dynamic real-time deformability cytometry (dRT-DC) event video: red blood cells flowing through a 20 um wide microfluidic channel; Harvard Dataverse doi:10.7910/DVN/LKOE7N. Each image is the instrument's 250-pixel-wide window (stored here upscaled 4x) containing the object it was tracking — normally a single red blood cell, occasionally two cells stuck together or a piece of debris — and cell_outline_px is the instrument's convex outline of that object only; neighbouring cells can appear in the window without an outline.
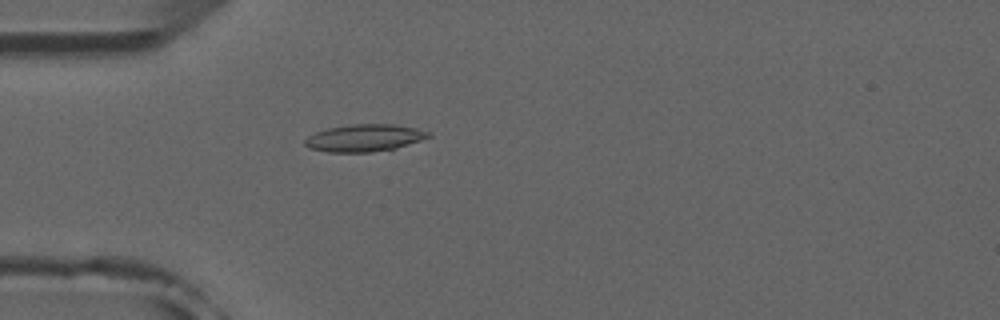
{"species": "common noctule bat (a hibernating species)", "species_latin": "Nyctalus noctula", "temperature_condition": "room temperature", "stored_images_in_passage": 18, "segment_of_instrument_passage": [1, 2], "camera_frame_rate_fps": 3000, "um_per_image_px": 0.085, "animal": {"sex": "male", "forearm_length_mm": 52.5}, "frame": {"image": 1, "passage_image": 13, "time_ms": 4.0, "image_size_px": [1000, 320], "cell_outline_px": [[432, 136], [396, 148], [372, 152], [328, 152], [308, 148], [304, 144], [304, 140], [308, 136], [316, 132], [328, 128], [352, 124], [392, 124], [416, 128], [432, 132]], "centroid_in_image_um": [30.98, 11.72], "position_along_channel_um": 54.0, "area_um2": 19.59}}
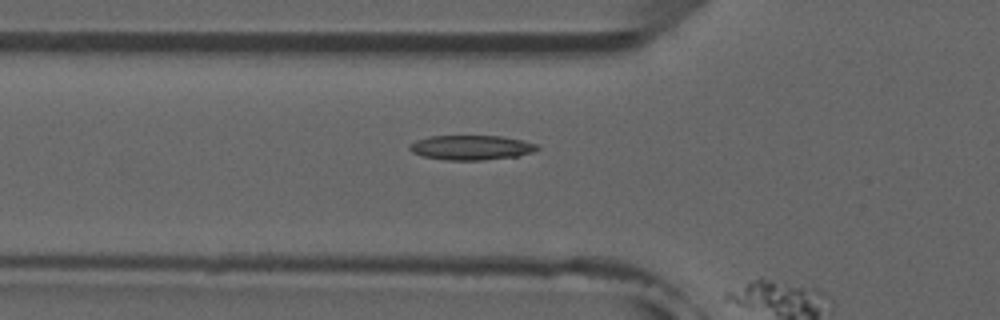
{"frame": {"image": 2, "passage_image": 16, "time_ms": 5.0, "image_size_px": [1000, 320], "cell_outline_px": [[540, 148], [532, 152], [516, 156], [480, 160], [448, 160], [424, 156], [412, 152], [408, 148], [416, 140], [428, 136], [500, 136], [524, 140], [536, 144]], "centroid_in_image_um": [40.06, 12.53], "position_along_channel_um": 85.7, "area_um2": 18.15}}